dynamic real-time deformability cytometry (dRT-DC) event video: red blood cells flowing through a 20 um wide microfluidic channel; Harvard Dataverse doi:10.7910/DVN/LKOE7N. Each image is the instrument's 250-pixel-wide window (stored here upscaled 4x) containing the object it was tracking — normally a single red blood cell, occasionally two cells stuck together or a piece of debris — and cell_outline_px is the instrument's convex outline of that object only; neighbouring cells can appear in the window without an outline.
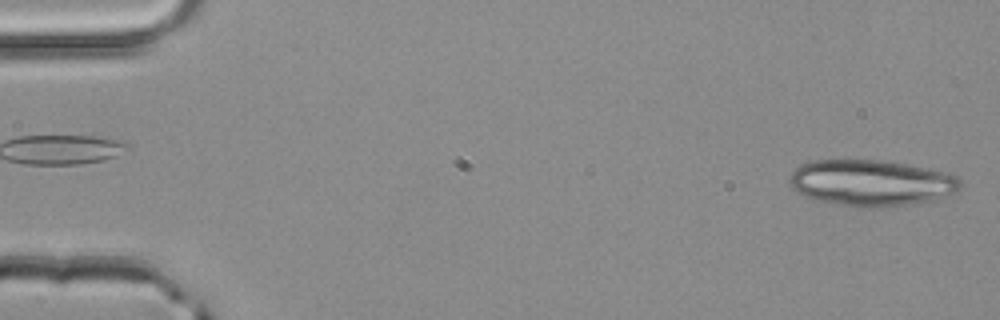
{"species": "common noctule bat (a hibernating species)", "species_latin": "Nyctalus noctula", "temperature_condition": "room temperature", "stored_images_in_passage": 50, "segment_of_instrument_passage": [1, 2], "camera_frame_rate_fps": 3000, "um_per_image_px": 0.085, "animal": {"sex": "male", "body_mass_g": 20.4}, "frame": {"image": 1, "passage_image": 1, "time_ms": 0.0, "image_size_px": [1000, 320], "cell_outline_px": [[964, 184], [956, 192], [936, 200], [912, 204], [876, 208], [852, 208], [816, 200], [804, 196], [796, 192], [788, 184], [788, 176], [800, 164], [812, 160], [880, 160], [904, 164], [948, 172], [956, 176]], "centroid_in_image_um": [74.03, 15.57], "position_along_channel_um": 11.0, "area_um2": 46.82}}